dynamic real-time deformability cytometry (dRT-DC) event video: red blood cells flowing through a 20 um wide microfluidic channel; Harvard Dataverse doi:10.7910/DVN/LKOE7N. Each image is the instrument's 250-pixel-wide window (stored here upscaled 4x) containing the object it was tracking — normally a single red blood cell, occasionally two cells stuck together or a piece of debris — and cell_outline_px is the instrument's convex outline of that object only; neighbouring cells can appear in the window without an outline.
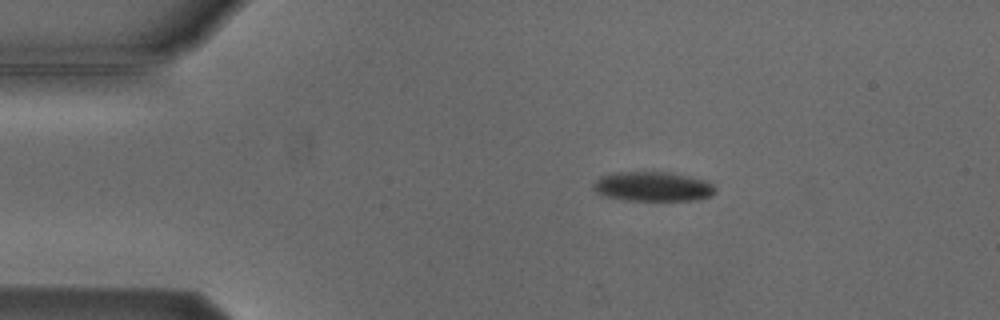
{"species": "Egyptian fruit bat (a non-hibernating species)", "species_latin": "Rousettus aegyptiacus", "temperature_condition": "cold", "stored_images_in_passage": 5, "camera_frame_rate_fps": 3000, "um_per_image_px": 0.085, "animal": {"sex": "male"}, "frame": {"image": 1, "passage_image": 2, "time_ms": 1.333, "image_size_px": [1000, 320], "cell_outline_px": [[716, 192], [708, 196], [696, 200], [624, 200], [604, 196], [596, 192], [592, 184], [600, 176], [616, 172], [668, 172], [704, 180], [712, 184], [716, 188]], "centroid_in_image_um": [55.45, 15.86], "position_along_channel_um": 29.5, "area_um2": 20.87}}
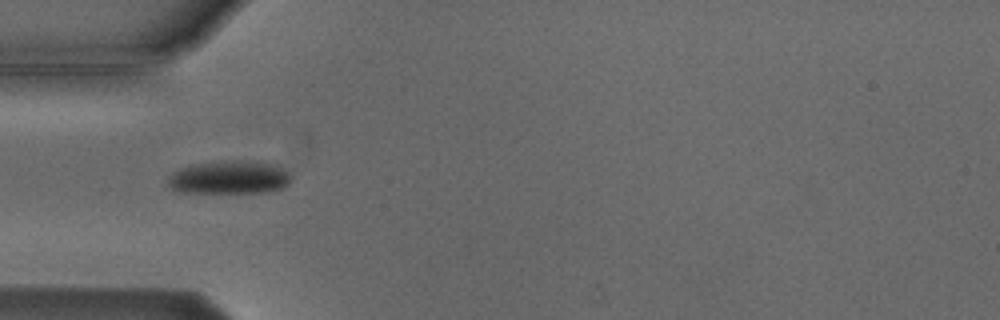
{"frame": {"image": 2, "passage_image": 4, "time_ms": 3.667, "image_size_px": [1000, 320], "cell_outline_px": [[292, 176], [288, 184], [284, 188], [264, 192], [184, 192], [172, 188], [168, 184], [168, 176], [172, 172], [180, 168], [196, 164], [236, 160], [240, 160], [272, 164], [288, 172]], "centroid_in_image_um": [19.5, 15.08], "position_along_channel_um": 65.5, "area_um2": 23.47}}
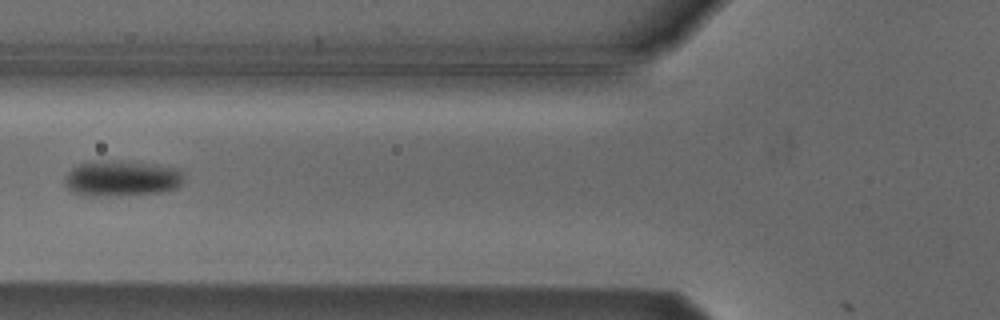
{"frame": {"image": 3, "passage_image": 5, "time_ms": 5.0, "image_size_px": [1000, 320], "cell_outline_px": [[184, 172], [180, 184], [176, 188], [160, 192], [116, 196], [84, 196], [72, 192], [64, 184], [64, 180], [72, 168], [80, 164], [92, 160], [112, 160], [152, 164], [180, 168]], "centroid_in_image_um": [10.32, 15.16], "position_along_channel_um": 115.5, "area_um2": 25.03}}